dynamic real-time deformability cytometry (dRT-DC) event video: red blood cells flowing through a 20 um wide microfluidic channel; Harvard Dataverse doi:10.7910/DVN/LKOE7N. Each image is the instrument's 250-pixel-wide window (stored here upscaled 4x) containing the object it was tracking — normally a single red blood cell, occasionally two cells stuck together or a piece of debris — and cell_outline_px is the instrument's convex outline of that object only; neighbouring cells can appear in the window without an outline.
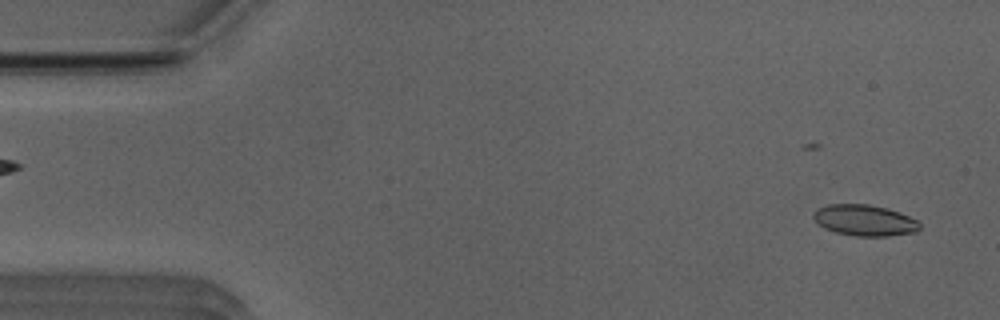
{"species": "Egyptian fruit bat (a non-hibernating species)", "species_latin": "Rousettus aegyptiacus", "temperature_condition": "room temperature", "stored_images_in_passage": 30, "camera_frame_rate_fps": 3000, "um_per_image_px": 0.085, "animal": {"sex": "male"}, "frame": {"image": 1, "passage_image": 3, "time_ms": 0.667, "image_size_px": [1000, 320], "cell_outline_px": [[920, 228], [916, 232], [888, 236], [856, 236], [836, 232], [824, 228], [812, 216], [812, 212], [816, 208], [828, 204], [868, 204], [888, 208], [908, 216], [916, 220], [920, 224]], "centroid_in_image_um": [73.47, 18.72], "position_along_channel_um": 11.5, "area_um2": 19.25}}
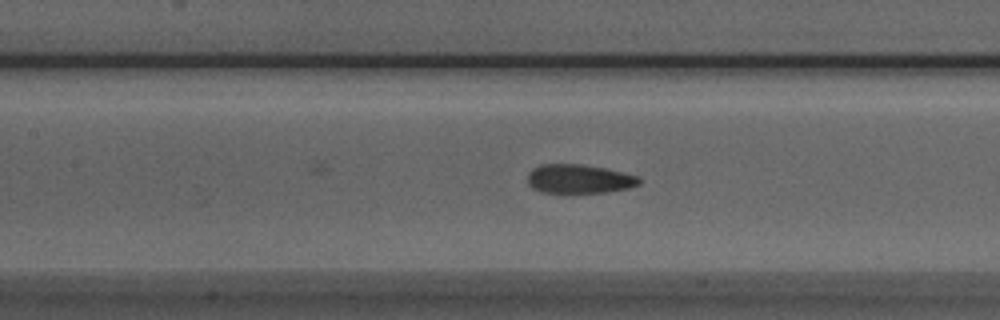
{"frame": {"image": 2, "passage_image": 23, "time_ms": 7.333, "image_size_px": [1000, 320], "cell_outline_px": [[640, 184], [628, 188], [604, 192], [540, 192], [532, 188], [528, 184], [528, 172], [532, 168], [540, 164], [580, 164], [604, 168], [636, 176], [640, 180]], "centroid_in_image_um": [49.15, 15.2], "position_along_channel_um": 158.2, "area_um2": 18.61}}
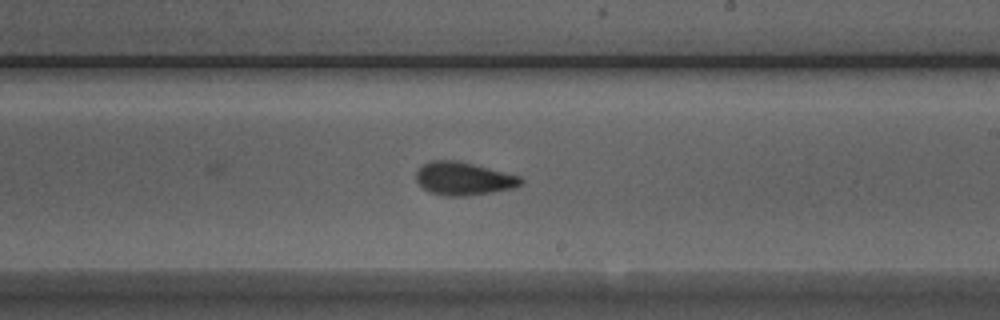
{"frame": {"image": 3, "passage_image": 30, "time_ms": 9.667, "image_size_px": [1000, 320], "cell_outline_px": [[524, 180], [516, 188], [464, 196], [444, 196], [432, 192], [424, 188], [416, 180], [416, 172], [424, 164], [432, 160], [460, 160], [520, 176]], "centroid_in_image_um": [39.42, 15.17], "position_along_channel_um": 249.6, "area_um2": 20.11}}